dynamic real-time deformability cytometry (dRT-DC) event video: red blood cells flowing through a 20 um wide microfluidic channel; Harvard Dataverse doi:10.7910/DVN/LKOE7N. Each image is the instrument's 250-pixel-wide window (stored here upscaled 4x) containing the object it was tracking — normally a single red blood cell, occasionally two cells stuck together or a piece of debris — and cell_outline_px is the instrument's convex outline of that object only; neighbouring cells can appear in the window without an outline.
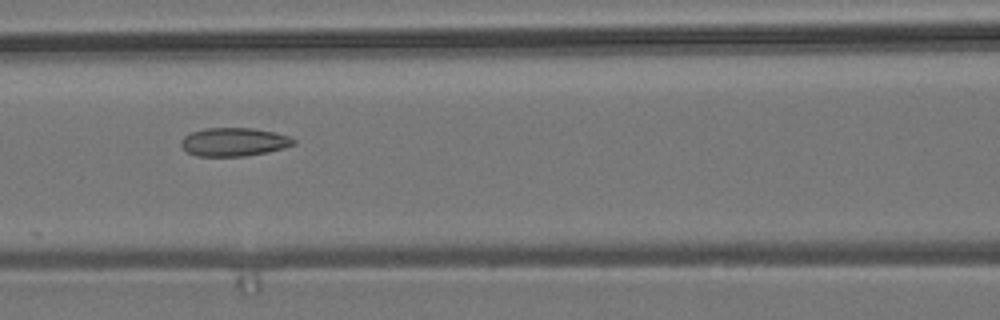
{"species": "common noctule bat (a hibernating species)", "species_latin": "Nyctalus noctula", "temperature_condition": "room temperature", "stored_images_in_passage": 6, "camera_frame_rate_fps": 3000, "um_per_image_px": 0.085, "animal": {"sex": "male", "body_mass_g": 19.2, "forearm_length_mm": 51.8}, "frame": {"image": 1, "passage_image": 4, "time_ms": 4.333, "image_size_px": [1000, 320], "cell_outline_px": [[296, 144], [284, 148], [268, 152], [244, 156], [196, 156], [188, 152], [180, 144], [180, 140], [184, 136], [192, 132], [204, 128], [252, 128], [276, 132], [288, 136], [296, 140]], "centroid_in_image_um": [19.9, 12.06], "position_along_channel_um": 146.7, "area_um2": 18.73}}
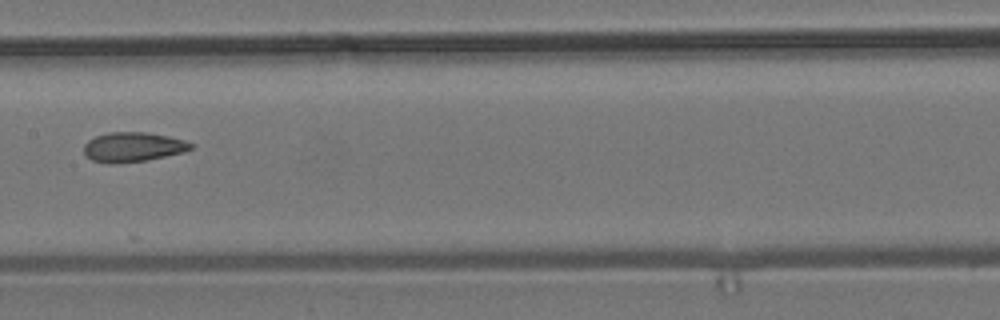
{"frame": {"image": 2, "passage_image": 5, "time_ms": 5.667, "image_size_px": [1000, 320], "cell_outline_px": [[196, 144], [192, 148], [184, 152], [148, 160], [112, 164], [108, 164], [92, 160], [84, 152], [84, 144], [88, 140], [96, 136], [108, 132], [144, 132], [168, 136], [184, 140]], "centroid_in_image_um": [11.31, 12.5], "position_along_channel_um": 196.1, "area_um2": 18.55}}